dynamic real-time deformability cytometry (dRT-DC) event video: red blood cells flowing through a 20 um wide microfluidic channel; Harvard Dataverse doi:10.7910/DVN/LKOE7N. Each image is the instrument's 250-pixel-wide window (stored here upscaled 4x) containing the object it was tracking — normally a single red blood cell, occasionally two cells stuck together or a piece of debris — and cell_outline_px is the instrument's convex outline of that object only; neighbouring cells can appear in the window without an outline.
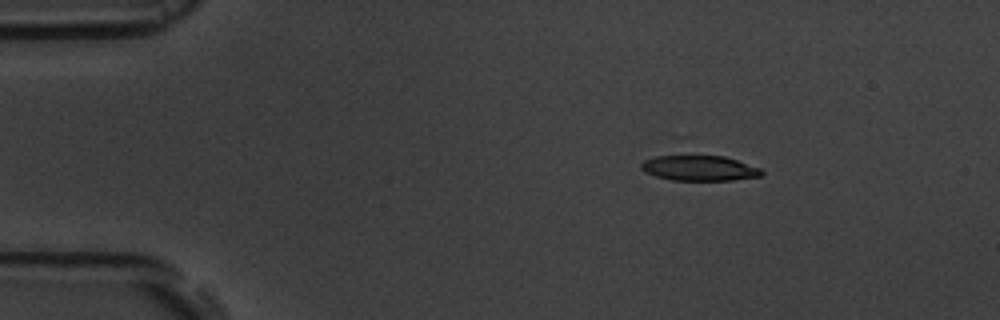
{"species": "common noctule bat (a hibernating species)", "species_latin": "Nyctalus noctula", "temperature_condition": "room temperature", "stored_images_in_passage": 5, "camera_frame_rate_fps": 3000, "um_per_image_px": 0.085, "animal": {"sex": "male", "body_mass_g": 19.5, "forearm_length_mm": 54.6}, "frame": {"image": 1, "passage_image": 2, "time_ms": 1.333, "image_size_px": [1000, 320], "cell_outline_px": [[764, 172], [760, 176], [732, 180], [672, 180], [656, 176], [644, 172], [640, 168], [640, 164], [644, 160], [656, 156], [676, 152], [688, 152], [724, 156], [760, 168]], "centroid_in_image_um": [59.35, 14.22], "position_along_channel_um": 25.6, "area_um2": 18.73}}
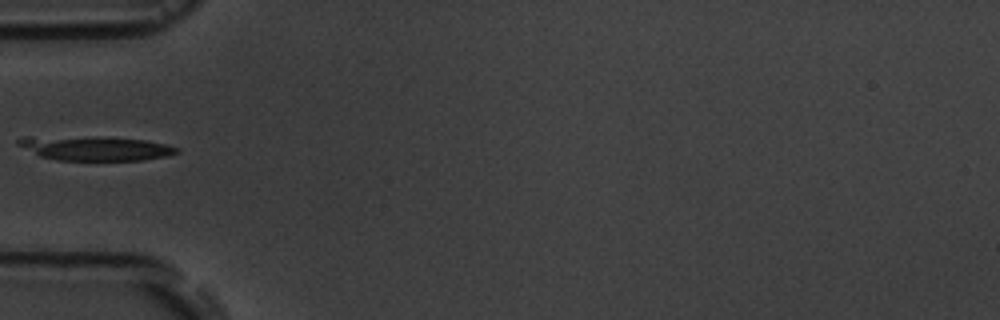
{"frame": {"image": 2, "passage_image": 5, "time_ms": 4.667, "image_size_px": [1000, 320], "cell_outline_px": [[180, 152], [168, 156], [144, 160], [56, 160], [40, 156], [16, 144], [16, 140], [20, 136], [32, 136], [144, 140], [164, 144], [180, 148]], "centroid_in_image_um": [8.06, 12.63], "position_along_channel_um": 76.9, "area_um2": 21.91}}